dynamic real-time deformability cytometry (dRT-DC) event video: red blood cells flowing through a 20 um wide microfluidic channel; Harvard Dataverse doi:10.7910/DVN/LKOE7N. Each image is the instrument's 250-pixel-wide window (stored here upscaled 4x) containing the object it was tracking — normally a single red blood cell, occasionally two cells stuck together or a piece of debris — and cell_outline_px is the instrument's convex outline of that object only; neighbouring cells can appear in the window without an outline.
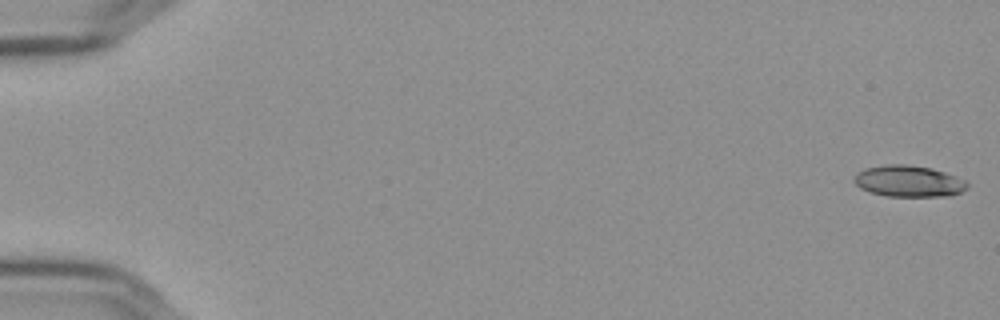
{"species": "Egyptian fruit bat (a non-hibernating species)", "species_latin": "Rousettus aegyptiacus", "temperature_condition": "cold", "stored_images_in_passage": 57, "camera_frame_rate_fps": 3000, "um_per_image_px": 0.085, "frame": {"image": 1, "passage_image": 1, "time_ms": 0.0, "image_size_px": [1000, 320], "cell_outline_px": [[968, 188], [960, 192], [948, 196], [884, 196], [868, 192], [860, 188], [852, 180], [856, 172], [864, 168], [888, 164], [904, 164], [932, 168], [956, 176], [964, 180], [968, 184]], "centroid_in_image_um": [77.19, 15.4], "position_along_channel_um": 7.8, "area_um2": 20.87}}
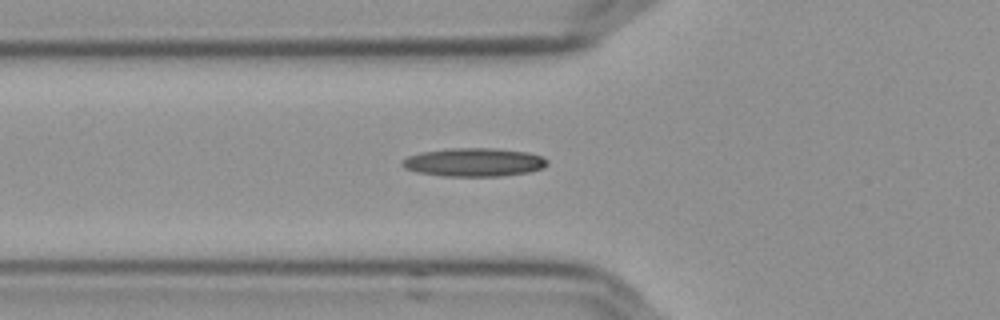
{"frame": {"image": 2, "passage_image": 21, "time_ms": 6.667, "image_size_px": [1000, 320], "cell_outline_px": [[548, 164], [540, 168], [528, 172], [496, 176], [444, 176], [416, 172], [404, 168], [400, 164], [408, 156], [424, 152], [448, 148], [492, 148], [528, 152], [544, 156], [548, 160]], "centroid_in_image_um": [40.29, 13.78], "position_along_channel_um": 85.5, "area_um2": 23.93}}
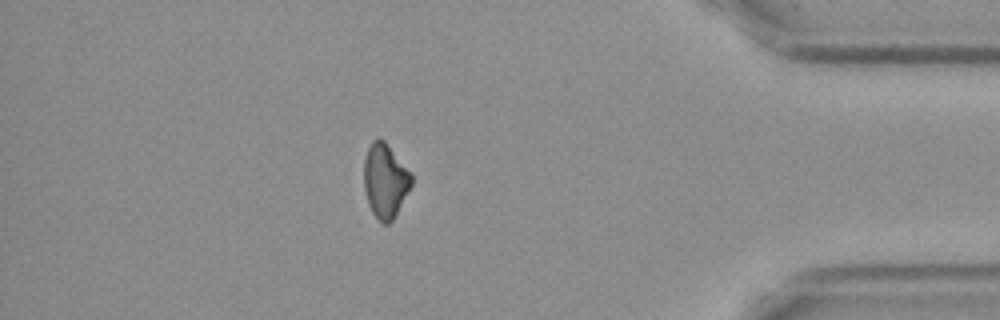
{"frame": {"image": 3, "passage_image": 50, "time_ms": 16.333, "image_size_px": [1000, 320], "cell_outline_px": [[412, 184], [392, 220], [388, 224], [384, 224], [372, 212], [368, 204], [364, 188], [364, 160], [368, 148], [372, 140], [376, 136], [380, 136], [384, 140], [412, 172]], "centroid_in_image_um": [32.73, 15.3], "position_along_channel_um": 402.5, "area_um2": 20.58}}